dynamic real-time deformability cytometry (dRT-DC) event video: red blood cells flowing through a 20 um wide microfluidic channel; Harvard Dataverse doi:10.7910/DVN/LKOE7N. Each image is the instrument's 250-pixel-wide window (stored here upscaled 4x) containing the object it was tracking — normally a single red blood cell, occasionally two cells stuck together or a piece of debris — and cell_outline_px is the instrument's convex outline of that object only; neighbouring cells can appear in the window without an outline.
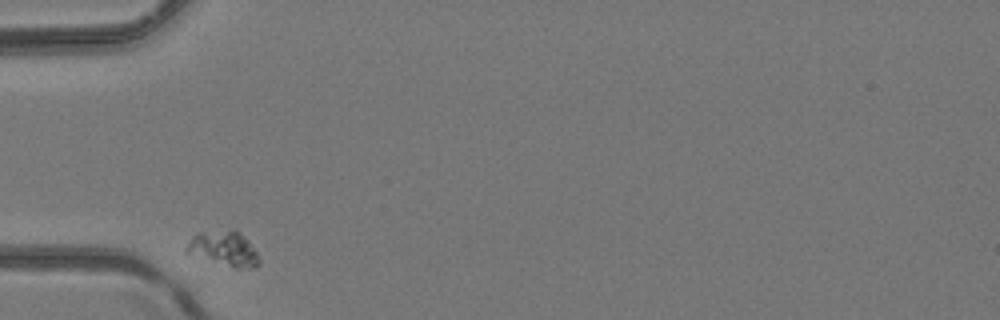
{"species": "common noctule bat (a hibernating species)", "species_latin": "Nyctalus noctula", "temperature_condition": "room temperature", "stored_images_in_passage": 6, "camera_frame_rate_fps": 3000, "um_per_image_px": 0.085, "animal": {"sex": "female", "body_mass_g": 24.6, "forearm_length_mm": 56.2}, "frame": {"image": 1, "passage_image": 1, "time_ms": 0.0, "image_size_px": [1000, 320], "cell_outline_px": [[260, 264], [256, 268], [232, 268], [184, 252], [192, 236], [196, 232], [236, 228], [248, 240], [256, 252], [260, 260]], "centroid_in_image_um": [19.04, 21.12], "position_along_channel_um": 66.0, "area_um2": 15.09}}
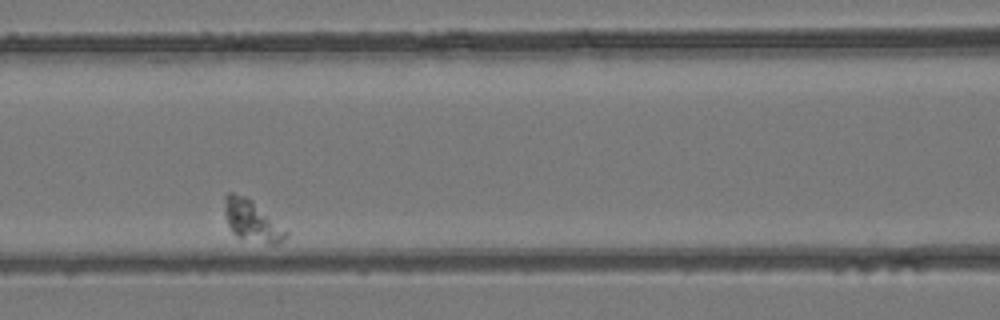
{"frame": {"image": 2, "passage_image": 3, "time_ms": 0.667, "image_size_px": [1000, 320], "cell_outline_px": [[288, 236], [280, 244], [268, 244], [236, 236], [232, 232], [228, 224], [224, 212], [224, 196], [228, 192], [232, 192], [244, 196], [252, 200], [288, 232]], "centroid_in_image_um": [21.4, 18.76], "position_along_channel_um": 145.2, "area_um2": 14.57}}
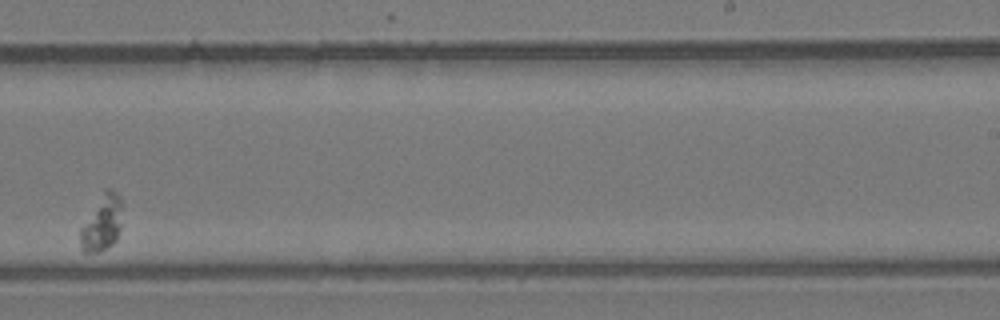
{"frame": {"image": 3, "passage_image": 6, "time_ms": 1.667, "image_size_px": [1000, 320], "cell_outline_px": [[124, 204], [120, 228], [116, 240], [112, 244], [96, 252], [84, 252], [80, 248], [80, 228], [104, 188], [108, 188], [116, 192], [120, 196]], "centroid_in_image_um": [8.69, 18.9], "position_along_channel_um": 280.3, "area_um2": 13.87}}